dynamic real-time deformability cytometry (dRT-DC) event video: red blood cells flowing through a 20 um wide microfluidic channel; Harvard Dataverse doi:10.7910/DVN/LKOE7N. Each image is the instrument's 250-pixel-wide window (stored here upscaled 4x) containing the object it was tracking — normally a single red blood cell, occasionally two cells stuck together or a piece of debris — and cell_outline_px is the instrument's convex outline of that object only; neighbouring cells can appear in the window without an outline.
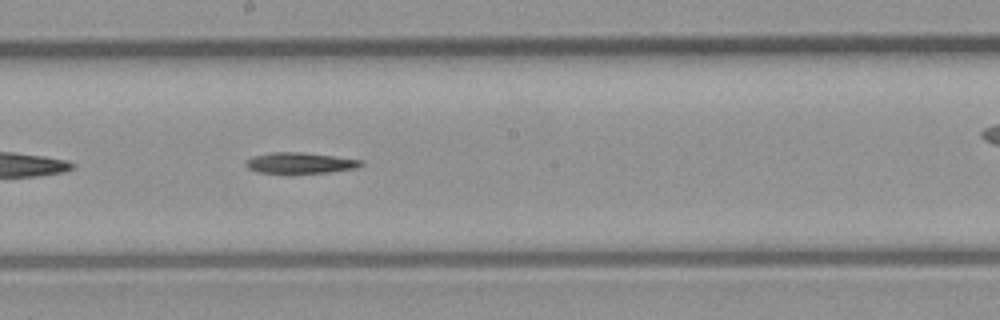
{"species": "common noctule bat (a hibernating species)", "species_latin": "Nyctalus noctula", "temperature_condition": "room temperature", "stored_images_in_passage": 40, "camera_frame_rate_fps": 3000, "um_per_image_px": 0.085, "animal": {"sex": "male", "body_mass_g": 23.1, "forearm_length_mm": 52.7}, "frame": {"image": 1, "passage_image": 18, "time_ms": 5.667, "image_size_px": [1000, 320], "cell_outline_px": [[364, 164], [356, 168], [328, 172], [256, 172], [248, 168], [244, 164], [252, 156], [268, 152], [300, 152], [364, 160]], "centroid_in_image_um": [25.5, 13.83], "position_along_channel_um": 222.7, "area_um2": 13.76}}